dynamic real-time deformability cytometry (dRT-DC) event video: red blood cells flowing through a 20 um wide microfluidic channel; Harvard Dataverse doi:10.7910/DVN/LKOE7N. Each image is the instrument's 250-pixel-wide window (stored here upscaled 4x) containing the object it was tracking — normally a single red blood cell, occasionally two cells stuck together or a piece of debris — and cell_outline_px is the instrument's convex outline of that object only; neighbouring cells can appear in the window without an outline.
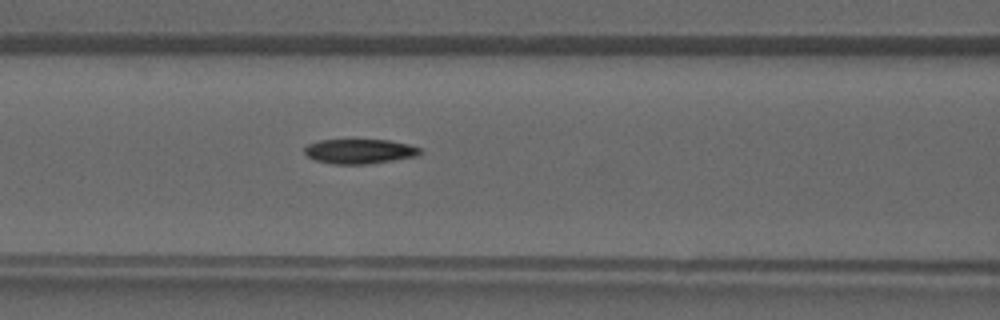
{"species": "common noctule bat (a hibernating species)", "species_latin": "Nyctalus noctula", "temperature_condition": "warm", "stored_images_in_passage": 32, "segment_of_instrument_passage": [1, 2], "camera_frame_rate_fps": 3000, "um_per_image_px": 0.085, "animal": {"sex": "male", "forearm_length_mm": 52.5}, "frame": {"image": 1, "passage_image": 12, "time_ms": 3.667, "image_size_px": [1000, 320], "cell_outline_px": [[424, 152], [416, 156], [368, 164], [332, 164], [316, 160], [308, 156], [304, 152], [304, 148], [308, 144], [320, 140], [388, 140], [408, 144], [424, 148]], "centroid_in_image_um": [30.6, 12.86], "position_along_channel_um": 136.0, "area_um2": 16.65}}
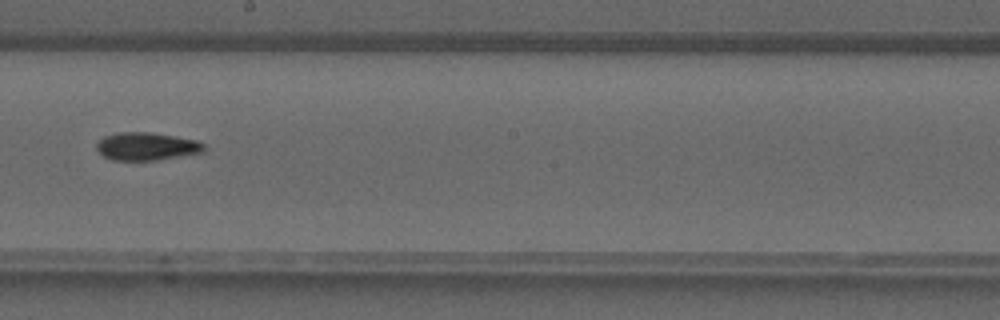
{"frame": {"image": 2, "passage_image": 18, "time_ms": 5.667, "image_size_px": [1000, 320], "cell_outline_px": [[208, 148], [204, 152], [156, 160], [112, 160], [104, 156], [96, 148], [96, 144], [104, 136], [120, 132], [148, 132], [176, 136], [196, 140], [204, 144]], "centroid_in_image_um": [12.49, 12.44], "position_along_channel_um": 235.7, "area_um2": 17.46}}
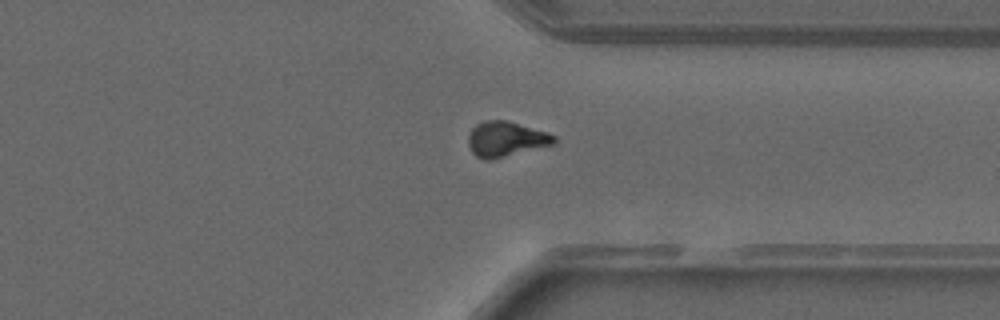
{"frame": {"image": 3, "passage_image": 26, "time_ms": 8.333, "image_size_px": [1000, 320], "cell_outline_px": [[556, 144], [488, 160], [484, 160], [476, 156], [472, 152], [468, 144], [468, 136], [472, 128], [476, 124], [484, 120], [508, 120], [548, 132], [556, 136]], "centroid_in_image_um": [43.01, 11.81], "position_along_channel_um": 368.4, "area_um2": 17.69}}